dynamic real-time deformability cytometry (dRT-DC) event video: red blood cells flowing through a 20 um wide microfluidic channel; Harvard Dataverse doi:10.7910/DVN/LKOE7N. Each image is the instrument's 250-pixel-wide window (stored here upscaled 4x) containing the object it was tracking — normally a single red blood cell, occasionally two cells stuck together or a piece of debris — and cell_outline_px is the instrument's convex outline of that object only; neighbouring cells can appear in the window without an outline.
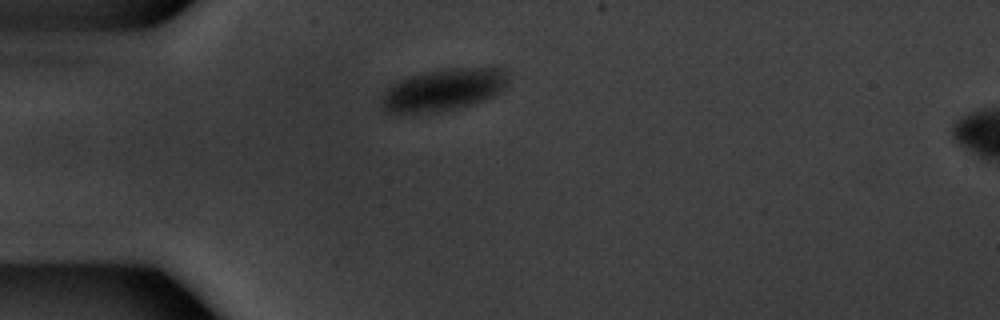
{"species": "common noctule bat (a hibernating species)", "species_latin": "Nyctalus noctula", "temperature_condition": "warm", "stored_images_in_passage": 6, "camera_frame_rate_fps": 3000, "um_per_image_px": 0.085, "animal": {"sex": "male", "body_mass_g": 20.1, "forearm_length_mm": 53.5}, "frame": {"image": 1, "passage_image": 1, "time_ms": 0.0, "image_size_px": [1000, 320], "cell_outline_px": [[508, 80], [504, 88], [500, 92], [484, 100], [460, 108], [424, 116], [416, 116], [384, 112], [380, 100], [380, 96], [396, 80], [428, 72], [448, 68], [504, 68], [508, 72]], "centroid_in_image_um": [37.63, 7.69], "position_along_channel_um": 47.4, "area_um2": 32.02}}